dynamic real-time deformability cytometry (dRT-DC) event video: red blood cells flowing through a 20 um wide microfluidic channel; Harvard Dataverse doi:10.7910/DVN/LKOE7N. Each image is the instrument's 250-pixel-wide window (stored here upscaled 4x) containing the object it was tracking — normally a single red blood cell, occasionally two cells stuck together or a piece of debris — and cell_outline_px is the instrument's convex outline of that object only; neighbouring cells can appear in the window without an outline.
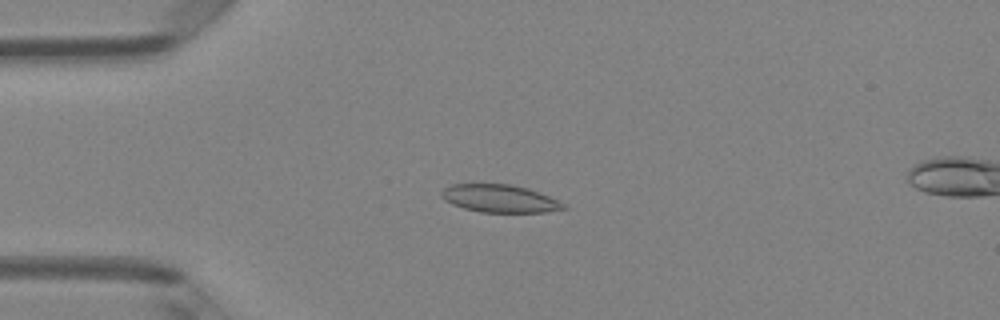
{"species": "Egyptian fruit bat (a non-hibernating species)", "species_latin": "Rousettus aegyptiacus", "temperature_condition": "room temperature", "stored_images_in_passage": 6, "camera_frame_rate_fps": 3000, "um_per_image_px": 0.085, "animal": {"sex": "female"}, "frame": {"image": 1, "passage_image": 4, "time_ms": 3.333, "image_size_px": [1000, 320], "cell_outline_px": [[568, 208], [544, 212], [480, 212], [464, 208], [452, 204], [444, 200], [440, 196], [440, 192], [444, 188], [452, 184], [512, 184], [528, 188], [548, 196], [564, 204]], "centroid_in_image_um": [42.43, 16.87], "position_along_channel_um": 42.6, "area_um2": 19.65}}
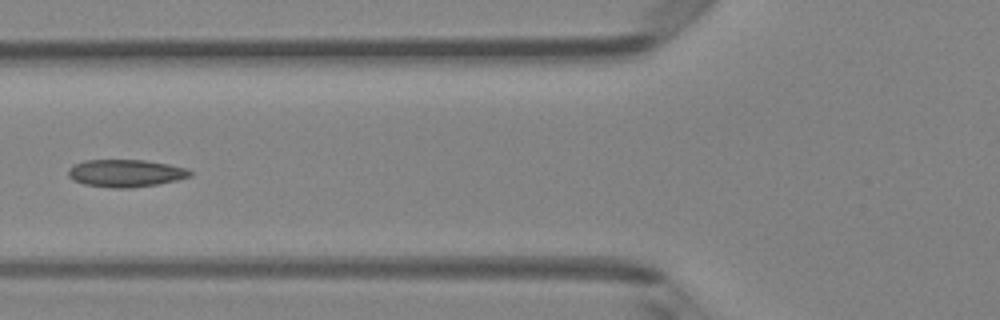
{"frame": {"image": 2, "passage_image": 6, "time_ms": 5.667, "image_size_px": [1000, 320], "cell_outline_px": [[192, 176], [176, 180], [156, 184], [132, 188], [112, 188], [84, 184], [72, 180], [68, 176], [68, 168], [72, 164], [84, 160], [144, 160], [168, 164], [184, 168], [192, 172]], "centroid_in_image_um": [10.62, 14.72], "position_along_channel_um": 115.2, "area_um2": 19.54}}